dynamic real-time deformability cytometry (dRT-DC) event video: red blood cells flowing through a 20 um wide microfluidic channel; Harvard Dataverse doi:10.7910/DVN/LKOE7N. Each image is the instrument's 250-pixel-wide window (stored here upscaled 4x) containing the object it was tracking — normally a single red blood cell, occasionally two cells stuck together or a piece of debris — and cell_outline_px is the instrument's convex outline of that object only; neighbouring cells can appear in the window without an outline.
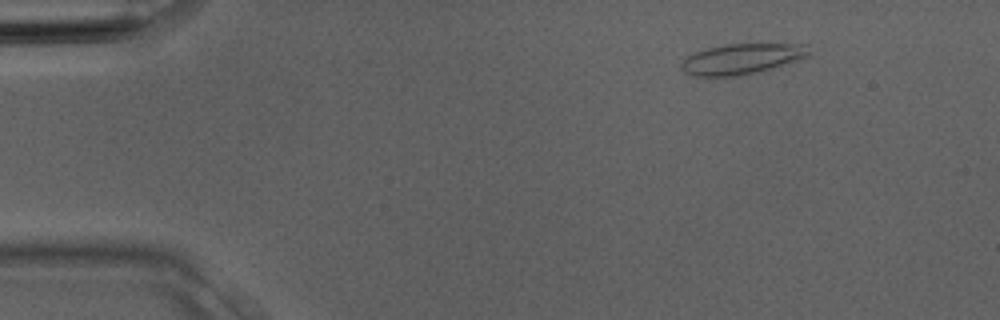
{"species": "Egyptian fruit bat (a non-hibernating species)", "species_latin": "Rousettus aegyptiacus", "temperature_condition": "room temperature", "stored_images_in_passage": 3, "camera_frame_rate_fps": 3000, "um_per_image_px": 0.085, "animal": {"sex": "male"}, "frame": {"image": 1, "passage_image": 3, "time_ms": 0.667, "image_size_px": [1000, 320], "cell_outline_px": [[812, 56], [760, 72], [736, 76], [696, 76], [684, 72], [680, 68], [680, 64], [688, 56], [696, 52], [708, 48], [724, 44], [808, 44]], "centroid_in_image_um": [63.12, 5.01], "position_along_channel_um": 21.9, "area_um2": 22.89}}